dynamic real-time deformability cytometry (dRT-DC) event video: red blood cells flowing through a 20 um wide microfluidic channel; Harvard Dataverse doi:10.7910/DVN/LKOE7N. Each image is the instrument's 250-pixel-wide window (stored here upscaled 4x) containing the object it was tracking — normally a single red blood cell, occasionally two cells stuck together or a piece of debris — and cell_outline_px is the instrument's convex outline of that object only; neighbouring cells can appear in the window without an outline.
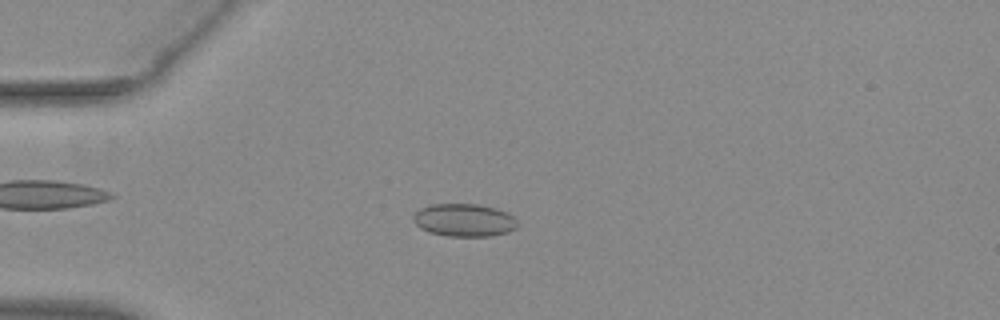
{"species": "common noctule bat (a hibernating species)", "species_latin": "Nyctalus noctula", "temperature_condition": "warm", "stored_images_in_passage": 52, "camera_frame_rate_fps": 3000, "um_per_image_px": 0.085, "animal": {"sex": "female", "body_mass_g": 29.2, "forearm_length_mm": 56.3}, "frame": {"image": 1, "passage_image": 14, "time_ms": 4.333, "image_size_px": [1000, 320], "cell_outline_px": [[520, 224], [516, 228], [508, 232], [492, 236], [448, 236], [432, 232], [420, 228], [412, 220], [412, 216], [420, 208], [432, 204], [476, 204], [496, 208], [508, 212]], "centroid_in_image_um": [39.48, 18.71], "position_along_channel_um": 45.5, "area_um2": 20.0}}
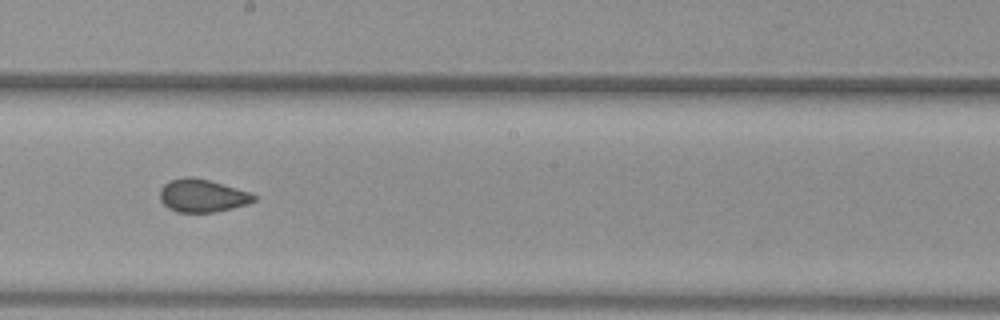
{"frame": {"image": 2, "passage_image": 30, "time_ms": 9.667, "image_size_px": [1000, 320], "cell_outline_px": [[256, 200], [248, 204], [216, 212], [176, 212], [168, 208], [160, 200], [160, 188], [164, 184], [172, 180], [184, 176], [192, 176], [208, 180], [236, 188], [248, 192], [256, 196]], "centroid_in_image_um": [17.17, 16.63], "position_along_channel_um": 231.0, "area_um2": 17.98}}
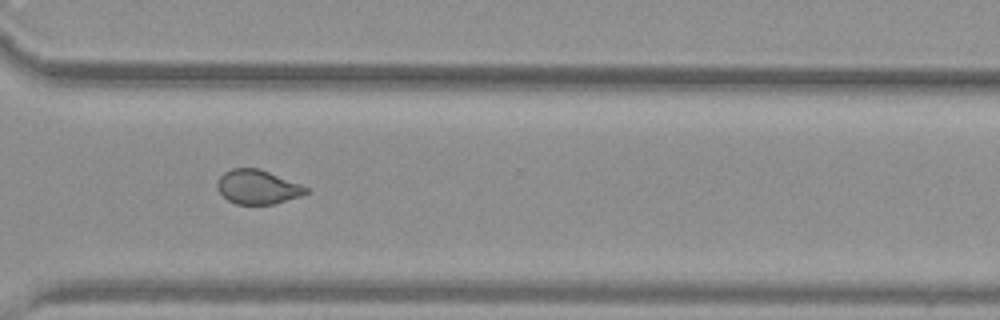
{"frame": {"image": 3, "passage_image": 39, "time_ms": 12.667, "image_size_px": [1000, 320], "cell_outline_px": [[308, 192], [300, 196], [276, 204], [236, 204], [228, 200], [220, 192], [216, 184], [220, 176], [224, 172], [232, 168], [260, 168], [300, 184], [308, 188]], "centroid_in_image_um": [21.89, 15.89], "position_along_channel_um": 348.7, "area_um2": 17.63}, "authors_computed_cell_mechanics": {"area_um2": 18.8428, "velocity_mm_per_s": 3.9307, "shape_relaxation_time_tau1_ms": null, "shape_relaxation_time_tau2_ms": 1.1446, "deformation_change_tau1": null, "deformation_change_tau2": 0.0509}}